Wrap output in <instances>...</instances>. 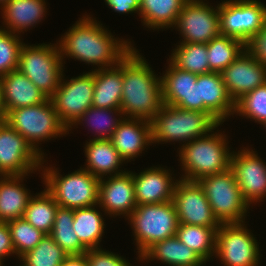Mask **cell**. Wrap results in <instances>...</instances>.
<instances>
[{
	"label": "cell",
	"mask_w": 266,
	"mask_h": 266,
	"mask_svg": "<svg viewBox=\"0 0 266 266\" xmlns=\"http://www.w3.org/2000/svg\"><path fill=\"white\" fill-rule=\"evenodd\" d=\"M178 44V45H177ZM169 59L176 67L197 75L209 73L207 44L177 43Z\"/></svg>",
	"instance_id": "d590c367"
},
{
	"label": "cell",
	"mask_w": 266,
	"mask_h": 266,
	"mask_svg": "<svg viewBox=\"0 0 266 266\" xmlns=\"http://www.w3.org/2000/svg\"><path fill=\"white\" fill-rule=\"evenodd\" d=\"M245 50L266 67V21L262 29L245 43Z\"/></svg>",
	"instance_id": "b9f144b4"
},
{
	"label": "cell",
	"mask_w": 266,
	"mask_h": 266,
	"mask_svg": "<svg viewBox=\"0 0 266 266\" xmlns=\"http://www.w3.org/2000/svg\"><path fill=\"white\" fill-rule=\"evenodd\" d=\"M179 223L219 228L206 195L197 181L179 179L172 199Z\"/></svg>",
	"instance_id": "2e32d148"
},
{
	"label": "cell",
	"mask_w": 266,
	"mask_h": 266,
	"mask_svg": "<svg viewBox=\"0 0 266 266\" xmlns=\"http://www.w3.org/2000/svg\"><path fill=\"white\" fill-rule=\"evenodd\" d=\"M17 70L50 98L59 87L65 70L57 43H24L21 47Z\"/></svg>",
	"instance_id": "ba28073f"
},
{
	"label": "cell",
	"mask_w": 266,
	"mask_h": 266,
	"mask_svg": "<svg viewBox=\"0 0 266 266\" xmlns=\"http://www.w3.org/2000/svg\"><path fill=\"white\" fill-rule=\"evenodd\" d=\"M14 254L16 255L9 226L7 222H0V259L5 262L6 257H15Z\"/></svg>",
	"instance_id": "ee69618b"
},
{
	"label": "cell",
	"mask_w": 266,
	"mask_h": 266,
	"mask_svg": "<svg viewBox=\"0 0 266 266\" xmlns=\"http://www.w3.org/2000/svg\"><path fill=\"white\" fill-rule=\"evenodd\" d=\"M4 262L2 259H0V266H3Z\"/></svg>",
	"instance_id": "f907efd6"
},
{
	"label": "cell",
	"mask_w": 266,
	"mask_h": 266,
	"mask_svg": "<svg viewBox=\"0 0 266 266\" xmlns=\"http://www.w3.org/2000/svg\"><path fill=\"white\" fill-rule=\"evenodd\" d=\"M230 169L251 208L266 200V162L258 156L255 148L244 146L238 151L233 149Z\"/></svg>",
	"instance_id": "9a60e30c"
},
{
	"label": "cell",
	"mask_w": 266,
	"mask_h": 266,
	"mask_svg": "<svg viewBox=\"0 0 266 266\" xmlns=\"http://www.w3.org/2000/svg\"><path fill=\"white\" fill-rule=\"evenodd\" d=\"M29 175H6L0 177V222L22 218L33 196L23 181Z\"/></svg>",
	"instance_id": "d4e9b609"
},
{
	"label": "cell",
	"mask_w": 266,
	"mask_h": 266,
	"mask_svg": "<svg viewBox=\"0 0 266 266\" xmlns=\"http://www.w3.org/2000/svg\"><path fill=\"white\" fill-rule=\"evenodd\" d=\"M94 93L92 107L120 109L122 97V60L114 67L92 70Z\"/></svg>",
	"instance_id": "484cf974"
},
{
	"label": "cell",
	"mask_w": 266,
	"mask_h": 266,
	"mask_svg": "<svg viewBox=\"0 0 266 266\" xmlns=\"http://www.w3.org/2000/svg\"><path fill=\"white\" fill-rule=\"evenodd\" d=\"M245 50V44L236 38L219 35L207 43L209 72H222Z\"/></svg>",
	"instance_id": "e575fe53"
},
{
	"label": "cell",
	"mask_w": 266,
	"mask_h": 266,
	"mask_svg": "<svg viewBox=\"0 0 266 266\" xmlns=\"http://www.w3.org/2000/svg\"><path fill=\"white\" fill-rule=\"evenodd\" d=\"M206 1L187 0L183 4L173 27L182 37L179 43L207 44L221 35L218 4L213 7L212 3Z\"/></svg>",
	"instance_id": "7c38bea8"
},
{
	"label": "cell",
	"mask_w": 266,
	"mask_h": 266,
	"mask_svg": "<svg viewBox=\"0 0 266 266\" xmlns=\"http://www.w3.org/2000/svg\"><path fill=\"white\" fill-rule=\"evenodd\" d=\"M248 222L222 223L216 231L214 257L224 266H259L262 254ZM261 254V255H260Z\"/></svg>",
	"instance_id": "30bf717a"
},
{
	"label": "cell",
	"mask_w": 266,
	"mask_h": 266,
	"mask_svg": "<svg viewBox=\"0 0 266 266\" xmlns=\"http://www.w3.org/2000/svg\"><path fill=\"white\" fill-rule=\"evenodd\" d=\"M218 3L221 35L244 44L263 27L266 4L260 0H221ZM265 4V5H264Z\"/></svg>",
	"instance_id": "8fae6325"
},
{
	"label": "cell",
	"mask_w": 266,
	"mask_h": 266,
	"mask_svg": "<svg viewBox=\"0 0 266 266\" xmlns=\"http://www.w3.org/2000/svg\"><path fill=\"white\" fill-rule=\"evenodd\" d=\"M8 0H0V8L7 2Z\"/></svg>",
	"instance_id": "681fc988"
},
{
	"label": "cell",
	"mask_w": 266,
	"mask_h": 266,
	"mask_svg": "<svg viewBox=\"0 0 266 266\" xmlns=\"http://www.w3.org/2000/svg\"><path fill=\"white\" fill-rule=\"evenodd\" d=\"M219 228H211L200 225H188L179 223L176 237L202 260L213 261L216 246V231Z\"/></svg>",
	"instance_id": "4dcf8cb0"
},
{
	"label": "cell",
	"mask_w": 266,
	"mask_h": 266,
	"mask_svg": "<svg viewBox=\"0 0 266 266\" xmlns=\"http://www.w3.org/2000/svg\"><path fill=\"white\" fill-rule=\"evenodd\" d=\"M21 36L0 27V76L17 70L20 50L24 44Z\"/></svg>",
	"instance_id": "ab89813d"
},
{
	"label": "cell",
	"mask_w": 266,
	"mask_h": 266,
	"mask_svg": "<svg viewBox=\"0 0 266 266\" xmlns=\"http://www.w3.org/2000/svg\"><path fill=\"white\" fill-rule=\"evenodd\" d=\"M7 224L18 259L26 252L32 250L45 235V233L33 227L23 217L8 221Z\"/></svg>",
	"instance_id": "f35d334b"
},
{
	"label": "cell",
	"mask_w": 266,
	"mask_h": 266,
	"mask_svg": "<svg viewBox=\"0 0 266 266\" xmlns=\"http://www.w3.org/2000/svg\"><path fill=\"white\" fill-rule=\"evenodd\" d=\"M110 140L126 163L134 161L153 145L151 123L143 119L124 117Z\"/></svg>",
	"instance_id": "ffe728a7"
},
{
	"label": "cell",
	"mask_w": 266,
	"mask_h": 266,
	"mask_svg": "<svg viewBox=\"0 0 266 266\" xmlns=\"http://www.w3.org/2000/svg\"><path fill=\"white\" fill-rule=\"evenodd\" d=\"M108 8L119 14H139L142 0H104Z\"/></svg>",
	"instance_id": "f6af8a7d"
},
{
	"label": "cell",
	"mask_w": 266,
	"mask_h": 266,
	"mask_svg": "<svg viewBox=\"0 0 266 266\" xmlns=\"http://www.w3.org/2000/svg\"><path fill=\"white\" fill-rule=\"evenodd\" d=\"M92 16L84 13L57 41L64 65L70 58L95 65L91 70L114 67L134 47V42L115 37Z\"/></svg>",
	"instance_id": "6da1fadb"
},
{
	"label": "cell",
	"mask_w": 266,
	"mask_h": 266,
	"mask_svg": "<svg viewBox=\"0 0 266 266\" xmlns=\"http://www.w3.org/2000/svg\"><path fill=\"white\" fill-rule=\"evenodd\" d=\"M199 101L223 124L234 116L235 103L230 98L220 72L197 75Z\"/></svg>",
	"instance_id": "603a6c76"
},
{
	"label": "cell",
	"mask_w": 266,
	"mask_h": 266,
	"mask_svg": "<svg viewBox=\"0 0 266 266\" xmlns=\"http://www.w3.org/2000/svg\"><path fill=\"white\" fill-rule=\"evenodd\" d=\"M7 112L4 105L3 93H2V84L0 80V122H4L6 120Z\"/></svg>",
	"instance_id": "7dc6e473"
},
{
	"label": "cell",
	"mask_w": 266,
	"mask_h": 266,
	"mask_svg": "<svg viewBox=\"0 0 266 266\" xmlns=\"http://www.w3.org/2000/svg\"><path fill=\"white\" fill-rule=\"evenodd\" d=\"M43 157L6 121L0 122V172L29 175L40 172Z\"/></svg>",
	"instance_id": "5bb4252c"
},
{
	"label": "cell",
	"mask_w": 266,
	"mask_h": 266,
	"mask_svg": "<svg viewBox=\"0 0 266 266\" xmlns=\"http://www.w3.org/2000/svg\"><path fill=\"white\" fill-rule=\"evenodd\" d=\"M265 127V129H266V122L263 124V128ZM266 131V130H265Z\"/></svg>",
	"instance_id": "816d5d0a"
},
{
	"label": "cell",
	"mask_w": 266,
	"mask_h": 266,
	"mask_svg": "<svg viewBox=\"0 0 266 266\" xmlns=\"http://www.w3.org/2000/svg\"><path fill=\"white\" fill-rule=\"evenodd\" d=\"M20 133L43 158L46 156L41 142L67 136L68 129L61 123L50 98L34 106L10 110L5 120Z\"/></svg>",
	"instance_id": "52a82bcc"
},
{
	"label": "cell",
	"mask_w": 266,
	"mask_h": 266,
	"mask_svg": "<svg viewBox=\"0 0 266 266\" xmlns=\"http://www.w3.org/2000/svg\"><path fill=\"white\" fill-rule=\"evenodd\" d=\"M187 0H142L139 17L148 30L173 28Z\"/></svg>",
	"instance_id": "f1b7e54d"
},
{
	"label": "cell",
	"mask_w": 266,
	"mask_h": 266,
	"mask_svg": "<svg viewBox=\"0 0 266 266\" xmlns=\"http://www.w3.org/2000/svg\"><path fill=\"white\" fill-rule=\"evenodd\" d=\"M136 48L133 47L122 59L120 110L125 118L150 122L163 106L161 76L156 75Z\"/></svg>",
	"instance_id": "7a4b0ae2"
},
{
	"label": "cell",
	"mask_w": 266,
	"mask_h": 266,
	"mask_svg": "<svg viewBox=\"0 0 266 266\" xmlns=\"http://www.w3.org/2000/svg\"><path fill=\"white\" fill-rule=\"evenodd\" d=\"M136 244V260L154 243L176 236L179 220L173 201L160 204L137 205L126 219Z\"/></svg>",
	"instance_id": "8992f818"
},
{
	"label": "cell",
	"mask_w": 266,
	"mask_h": 266,
	"mask_svg": "<svg viewBox=\"0 0 266 266\" xmlns=\"http://www.w3.org/2000/svg\"><path fill=\"white\" fill-rule=\"evenodd\" d=\"M58 206L53 196L44 188L36 195L33 193L24 211L23 218L36 229L45 234H50Z\"/></svg>",
	"instance_id": "d6a6232c"
},
{
	"label": "cell",
	"mask_w": 266,
	"mask_h": 266,
	"mask_svg": "<svg viewBox=\"0 0 266 266\" xmlns=\"http://www.w3.org/2000/svg\"><path fill=\"white\" fill-rule=\"evenodd\" d=\"M98 205L106 216L114 219L124 217L127 219L137 206L134 192L132 173L109 176L100 179Z\"/></svg>",
	"instance_id": "e0dca14e"
},
{
	"label": "cell",
	"mask_w": 266,
	"mask_h": 266,
	"mask_svg": "<svg viewBox=\"0 0 266 266\" xmlns=\"http://www.w3.org/2000/svg\"><path fill=\"white\" fill-rule=\"evenodd\" d=\"M175 107H179L186 110L200 111L208 113L218 124H222L203 104L199 101V83L192 81V84L188 90V101H180Z\"/></svg>",
	"instance_id": "7bdbcfd3"
},
{
	"label": "cell",
	"mask_w": 266,
	"mask_h": 266,
	"mask_svg": "<svg viewBox=\"0 0 266 266\" xmlns=\"http://www.w3.org/2000/svg\"><path fill=\"white\" fill-rule=\"evenodd\" d=\"M84 155L86 162L83 169L102 179L125 173V160L117 152L110 139L85 141ZM122 167V169H121Z\"/></svg>",
	"instance_id": "7402d4cb"
},
{
	"label": "cell",
	"mask_w": 266,
	"mask_h": 266,
	"mask_svg": "<svg viewBox=\"0 0 266 266\" xmlns=\"http://www.w3.org/2000/svg\"><path fill=\"white\" fill-rule=\"evenodd\" d=\"M0 80L7 113L13 109L38 105L48 98L18 70L0 76Z\"/></svg>",
	"instance_id": "cb8c5ba5"
},
{
	"label": "cell",
	"mask_w": 266,
	"mask_h": 266,
	"mask_svg": "<svg viewBox=\"0 0 266 266\" xmlns=\"http://www.w3.org/2000/svg\"><path fill=\"white\" fill-rule=\"evenodd\" d=\"M62 266H88L86 255H68Z\"/></svg>",
	"instance_id": "bcb514c9"
},
{
	"label": "cell",
	"mask_w": 266,
	"mask_h": 266,
	"mask_svg": "<svg viewBox=\"0 0 266 266\" xmlns=\"http://www.w3.org/2000/svg\"><path fill=\"white\" fill-rule=\"evenodd\" d=\"M46 158L47 156L42 161L40 177L45 189L59 206L76 209L98 204L99 178L83 169L82 166L63 176L56 165L49 163L48 166Z\"/></svg>",
	"instance_id": "5b68a950"
},
{
	"label": "cell",
	"mask_w": 266,
	"mask_h": 266,
	"mask_svg": "<svg viewBox=\"0 0 266 266\" xmlns=\"http://www.w3.org/2000/svg\"><path fill=\"white\" fill-rule=\"evenodd\" d=\"M84 254L88 266H134L120 254L102 248L89 249Z\"/></svg>",
	"instance_id": "60d3db41"
},
{
	"label": "cell",
	"mask_w": 266,
	"mask_h": 266,
	"mask_svg": "<svg viewBox=\"0 0 266 266\" xmlns=\"http://www.w3.org/2000/svg\"><path fill=\"white\" fill-rule=\"evenodd\" d=\"M152 144L189 141L207 136L219 125L208 113L163 104L150 121Z\"/></svg>",
	"instance_id": "277c9868"
},
{
	"label": "cell",
	"mask_w": 266,
	"mask_h": 266,
	"mask_svg": "<svg viewBox=\"0 0 266 266\" xmlns=\"http://www.w3.org/2000/svg\"><path fill=\"white\" fill-rule=\"evenodd\" d=\"M100 210H99V209ZM102 211V212H101ZM104 210L99 205L74 209L73 229L80 243L87 249L101 248V239L105 235Z\"/></svg>",
	"instance_id": "83f0119b"
},
{
	"label": "cell",
	"mask_w": 266,
	"mask_h": 266,
	"mask_svg": "<svg viewBox=\"0 0 266 266\" xmlns=\"http://www.w3.org/2000/svg\"><path fill=\"white\" fill-rule=\"evenodd\" d=\"M158 166V167H157ZM154 165L136 173L130 171L134 180V192L137 205L160 204L173 199L175 185L180 178L172 170Z\"/></svg>",
	"instance_id": "ac0fdd59"
},
{
	"label": "cell",
	"mask_w": 266,
	"mask_h": 266,
	"mask_svg": "<svg viewBox=\"0 0 266 266\" xmlns=\"http://www.w3.org/2000/svg\"><path fill=\"white\" fill-rule=\"evenodd\" d=\"M68 254L45 234L41 241L30 251L22 255L19 266H62Z\"/></svg>",
	"instance_id": "8d00e7d4"
},
{
	"label": "cell",
	"mask_w": 266,
	"mask_h": 266,
	"mask_svg": "<svg viewBox=\"0 0 266 266\" xmlns=\"http://www.w3.org/2000/svg\"><path fill=\"white\" fill-rule=\"evenodd\" d=\"M123 119L124 116L120 109L90 107L68 129V134H70L69 131L78 128V125L81 124V126L86 125L87 128L92 129L94 137L89 140L111 139L112 134Z\"/></svg>",
	"instance_id": "f546056e"
},
{
	"label": "cell",
	"mask_w": 266,
	"mask_h": 266,
	"mask_svg": "<svg viewBox=\"0 0 266 266\" xmlns=\"http://www.w3.org/2000/svg\"><path fill=\"white\" fill-rule=\"evenodd\" d=\"M221 125L219 124L215 131L212 130L207 136L189 141L177 148L180 170L184 172L181 177L179 176L180 179L198 181L202 177L230 168L233 150L228 146L230 141L224 134L225 131L222 132L218 128Z\"/></svg>",
	"instance_id": "3957f363"
},
{
	"label": "cell",
	"mask_w": 266,
	"mask_h": 266,
	"mask_svg": "<svg viewBox=\"0 0 266 266\" xmlns=\"http://www.w3.org/2000/svg\"><path fill=\"white\" fill-rule=\"evenodd\" d=\"M234 115L249 118L262 127L266 122V83L236 101Z\"/></svg>",
	"instance_id": "74e56055"
},
{
	"label": "cell",
	"mask_w": 266,
	"mask_h": 266,
	"mask_svg": "<svg viewBox=\"0 0 266 266\" xmlns=\"http://www.w3.org/2000/svg\"><path fill=\"white\" fill-rule=\"evenodd\" d=\"M141 263L160 261L165 266H188L198 264L202 259L176 236L154 243L142 255Z\"/></svg>",
	"instance_id": "4316f807"
},
{
	"label": "cell",
	"mask_w": 266,
	"mask_h": 266,
	"mask_svg": "<svg viewBox=\"0 0 266 266\" xmlns=\"http://www.w3.org/2000/svg\"><path fill=\"white\" fill-rule=\"evenodd\" d=\"M202 187L214 216L222 223L247 222L250 205L244 199L232 170L202 177Z\"/></svg>",
	"instance_id": "9c48e42d"
},
{
	"label": "cell",
	"mask_w": 266,
	"mask_h": 266,
	"mask_svg": "<svg viewBox=\"0 0 266 266\" xmlns=\"http://www.w3.org/2000/svg\"><path fill=\"white\" fill-rule=\"evenodd\" d=\"M94 72H83L77 77L62 76L59 87L50 97L61 123L69 129L83 113L92 107Z\"/></svg>",
	"instance_id": "4fadbf2b"
},
{
	"label": "cell",
	"mask_w": 266,
	"mask_h": 266,
	"mask_svg": "<svg viewBox=\"0 0 266 266\" xmlns=\"http://www.w3.org/2000/svg\"><path fill=\"white\" fill-rule=\"evenodd\" d=\"M74 209L58 206L55 221L49 234L68 255H81L87 249L80 243L73 229Z\"/></svg>",
	"instance_id": "836d02e7"
},
{
	"label": "cell",
	"mask_w": 266,
	"mask_h": 266,
	"mask_svg": "<svg viewBox=\"0 0 266 266\" xmlns=\"http://www.w3.org/2000/svg\"><path fill=\"white\" fill-rule=\"evenodd\" d=\"M46 0H8L0 8L3 19L0 27L7 31L23 35L24 32L40 24L47 12Z\"/></svg>",
	"instance_id": "44dd1931"
},
{
	"label": "cell",
	"mask_w": 266,
	"mask_h": 266,
	"mask_svg": "<svg viewBox=\"0 0 266 266\" xmlns=\"http://www.w3.org/2000/svg\"><path fill=\"white\" fill-rule=\"evenodd\" d=\"M221 76L230 98L235 103L246 93L266 83V67L244 50L221 72Z\"/></svg>",
	"instance_id": "d6986e66"
},
{
	"label": "cell",
	"mask_w": 266,
	"mask_h": 266,
	"mask_svg": "<svg viewBox=\"0 0 266 266\" xmlns=\"http://www.w3.org/2000/svg\"><path fill=\"white\" fill-rule=\"evenodd\" d=\"M206 263H207V261L202 260V261H201L200 263H198V264L188 265V266H206Z\"/></svg>",
	"instance_id": "c3c4849f"
},
{
	"label": "cell",
	"mask_w": 266,
	"mask_h": 266,
	"mask_svg": "<svg viewBox=\"0 0 266 266\" xmlns=\"http://www.w3.org/2000/svg\"><path fill=\"white\" fill-rule=\"evenodd\" d=\"M167 69L160 74L162 82L163 104L176 106L180 101H188V90L192 81H197V74L176 67L167 58Z\"/></svg>",
	"instance_id": "1f68e13d"
}]
</instances>
